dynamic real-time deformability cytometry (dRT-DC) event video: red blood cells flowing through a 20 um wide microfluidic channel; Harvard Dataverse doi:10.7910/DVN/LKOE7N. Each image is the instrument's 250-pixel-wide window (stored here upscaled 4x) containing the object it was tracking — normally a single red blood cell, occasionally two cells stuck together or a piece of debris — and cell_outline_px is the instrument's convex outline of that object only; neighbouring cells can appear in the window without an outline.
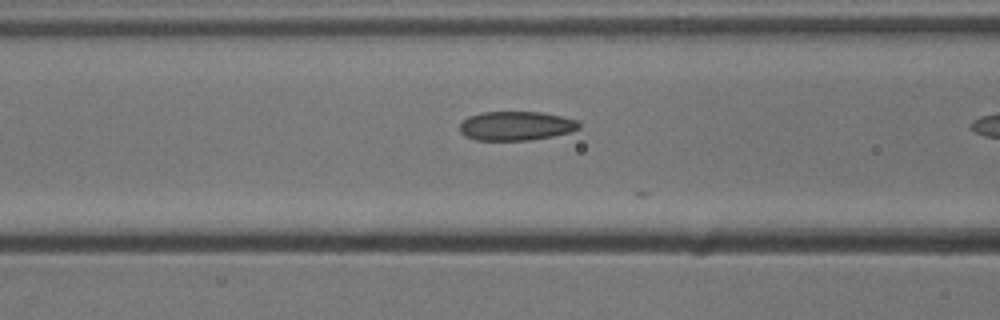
{"species": "common noctule bat (a hibernating species)", "species_latin": "Nyctalus noctula", "temperature_condition": "cold", "stored_images_in_passage": 7, "camera_frame_rate_fps": 3000, "um_per_image_px": 0.085, "animal": {"sex": "male", "body_mass_g": 13.3}, "frame": {"image": 1, "passage_image": 6, "time_ms": 1.667, "image_size_px": [1000, 320], "cell_outline_px": [[580, 128], [568, 132], [552, 136], [528, 140], [476, 140], [464, 136], [460, 132], [460, 124], [468, 116], [480, 112], [540, 112], [564, 116], [576, 120], [580, 124]], "centroid_in_image_um": [43.84, 10.69], "position_along_channel_um": 122.8, "area_um2": 20.23}}